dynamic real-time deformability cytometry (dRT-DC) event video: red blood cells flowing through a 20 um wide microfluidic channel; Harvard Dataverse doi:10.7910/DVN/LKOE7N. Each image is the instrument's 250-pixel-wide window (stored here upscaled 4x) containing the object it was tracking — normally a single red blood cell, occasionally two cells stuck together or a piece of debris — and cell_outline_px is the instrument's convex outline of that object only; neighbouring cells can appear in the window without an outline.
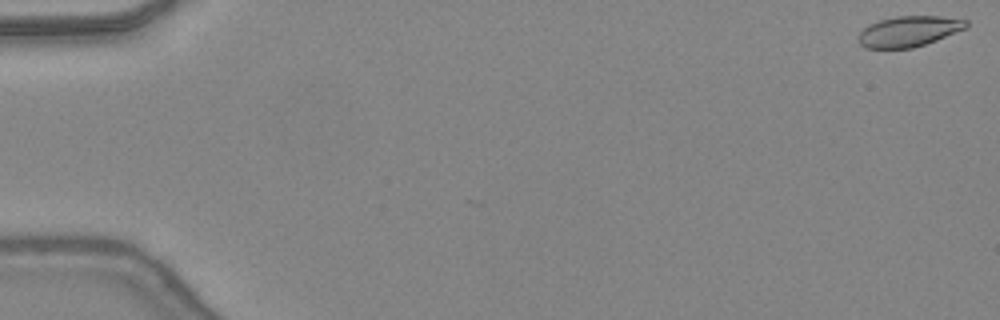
{"species": "common noctule bat (a hibernating species)", "species_latin": "Nyctalus noctula", "temperature_condition": "warm", "stored_images_in_passage": 48, "camera_frame_rate_fps": 3000, "um_per_image_px": 0.085, "animal": {"sex": "female", "body_mass_g": 24.6, "forearm_length_mm": 56.2}, "frame": {"image": 1, "passage_image": 1, "time_ms": 0.0, "image_size_px": [1000, 320], "cell_outline_px": [[968, 28], [936, 40], [912, 48], [864, 48], [856, 40], [856, 36], [864, 28], [880, 20], [896, 16], [940, 16], [968, 20]], "centroid_in_image_um": [77.25, 2.66], "position_along_channel_um": 7.8, "area_um2": 19.25}}
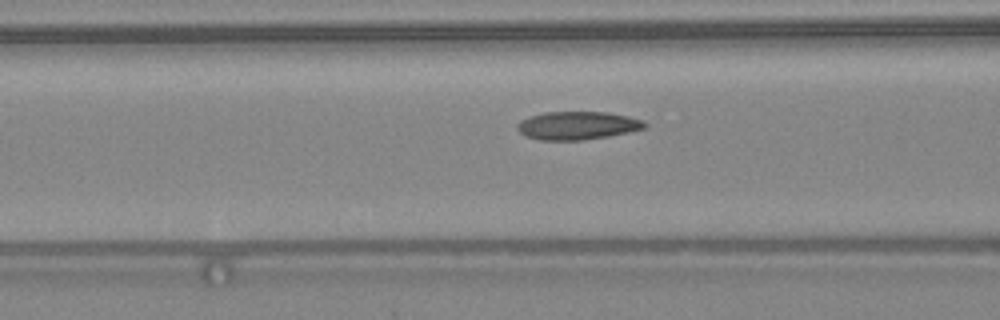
{"frame": {"image": 2, "passage_image": 20, "time_ms": 6.333, "image_size_px": [1000, 320], "cell_outline_px": [[648, 124], [644, 128], [628, 132], [608, 136], [584, 140], [540, 140], [528, 136], [520, 132], [516, 128], [516, 124], [520, 120], [528, 116], [544, 112], [608, 112], [628, 116], [644, 120]], "centroid_in_image_um": [49.07, 10.66], "position_along_channel_um": 117.5, "area_um2": 20.98}}
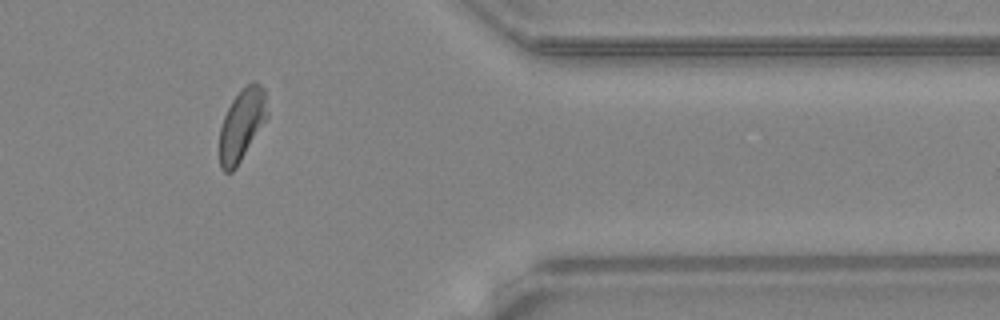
{"frame": {"image": 3, "passage_image": 40, "time_ms": 13.0, "image_size_px": [1000, 320], "cell_outline_px": [[268, 116], [236, 168], [232, 172], [224, 172], [220, 168], [220, 128], [224, 116], [232, 100], [252, 80], [256, 80], [264, 88], [268, 112]], "centroid_in_image_um": [20.56, 10.6], "position_along_channel_um": 390.8, "area_um2": 19.77}, "authors_computed_cell_mechanics": {"area_um2": 20.5479, "velocity_mm_per_s": 4.3872, "shape_relaxation_time_tau1_ms": 8.4708, "shape_relaxation_time_tau2_ms": 1.6783, "deformation_change_tau1": 0.219, "deformation_change_tau2": 0.0639}}